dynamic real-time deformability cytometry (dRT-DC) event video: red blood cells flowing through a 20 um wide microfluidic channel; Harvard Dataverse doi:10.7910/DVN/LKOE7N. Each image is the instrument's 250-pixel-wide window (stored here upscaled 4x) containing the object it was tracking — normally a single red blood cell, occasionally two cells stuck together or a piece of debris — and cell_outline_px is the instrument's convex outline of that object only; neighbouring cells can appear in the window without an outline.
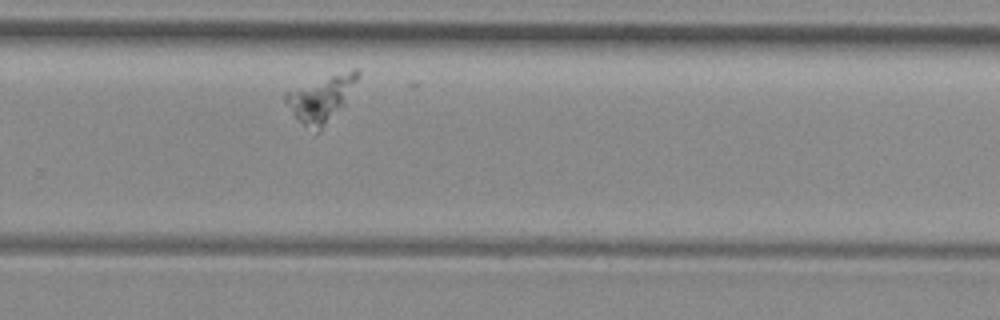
{"species": "common noctule bat (a hibernating species)", "species_latin": "Nyctalus noctula", "temperature_condition": "room temperature", "stored_images_in_passage": 9, "camera_frame_rate_fps": 3000, "um_per_image_px": 0.085, "animal": {"sex": "female", "body_mass_g": 29.2, "forearm_length_mm": 56.3}, "frame": {"image": 1, "passage_image": 9, "time_ms": 2.667, "image_size_px": [1000, 320], "cell_outline_px": [[360, 72], [344, 104], [320, 132], [316, 132], [304, 124], [284, 104], [284, 92], [352, 68], [360, 68]], "centroid_in_image_um": [27.29, 8.38], "position_along_channel_um": 302.5, "area_um2": 18.79}}